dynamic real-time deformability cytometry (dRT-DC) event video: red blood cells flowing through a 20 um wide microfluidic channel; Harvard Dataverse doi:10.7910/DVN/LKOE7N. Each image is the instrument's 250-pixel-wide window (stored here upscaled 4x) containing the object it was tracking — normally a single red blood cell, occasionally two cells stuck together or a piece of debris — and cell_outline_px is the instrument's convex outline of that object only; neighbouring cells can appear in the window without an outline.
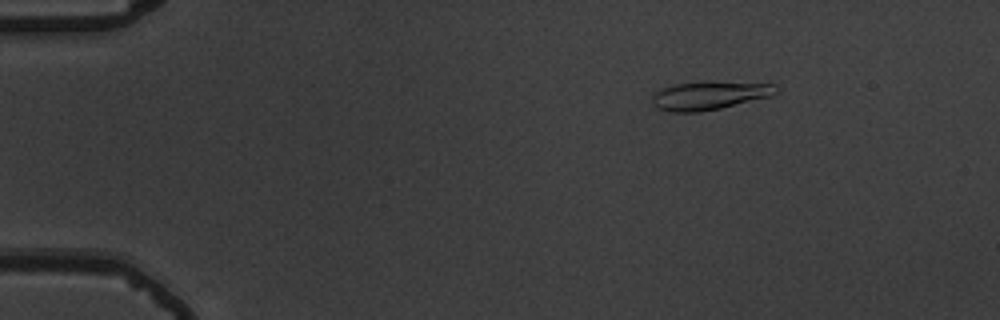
{"species": "common noctule bat (a hibernating species)", "species_latin": "Nyctalus noctula", "temperature_condition": "warm", "stored_images_in_passage": 56, "camera_frame_rate_fps": 3000, "um_per_image_px": 0.085, "animal": {"sex": "male", "body_mass_g": 19.5, "forearm_length_mm": 54.6}, "frame": {"image": 1, "passage_image": 9, "time_ms": 2.667, "image_size_px": [1000, 320], "cell_outline_px": [[776, 92], [772, 96], [720, 108], [700, 112], [672, 112], [656, 108], [652, 104], [652, 96], [660, 88], [672, 84], [704, 80], [776, 84]], "centroid_in_image_um": [60.25, 8.09], "position_along_channel_um": 24.7, "area_um2": 20.98}}
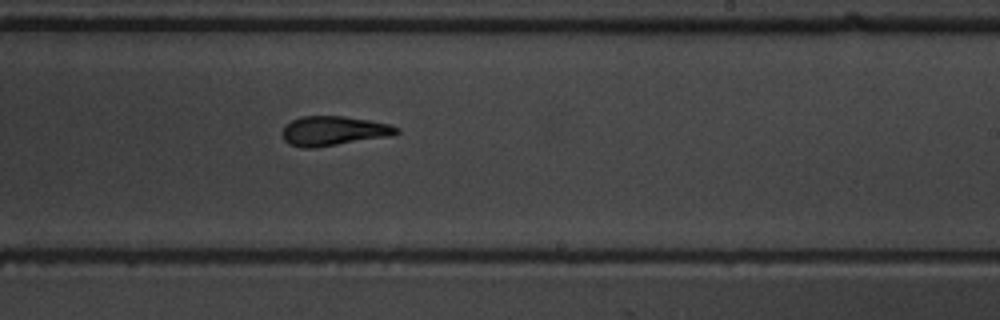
{"frame": {"image": 2, "passage_image": 35, "time_ms": 11.333, "image_size_px": [1000, 320], "cell_outline_px": [[400, 132], [388, 136], [316, 148], [300, 148], [288, 144], [284, 140], [284, 128], [292, 120], [300, 116], [344, 116], [392, 124], [400, 128]], "centroid_in_image_um": [28.37, 11.13], "position_along_channel_um": 260.6, "area_um2": 19.59}}
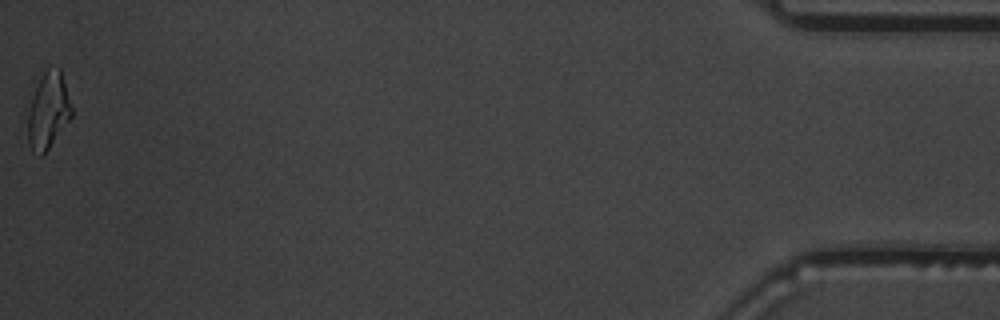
{"frame": {"image": 3, "passage_image": 56, "time_ms": 18.333, "image_size_px": [1000, 320], "cell_outline_px": [[72, 116], [48, 148], [40, 156], [32, 152], [28, 144], [24, 108], [24, 104], [44, 72], [48, 68], [60, 68], [72, 108]], "centroid_in_image_um": [3.99, 9.41], "position_along_channel_um": 431.2, "area_um2": 20.23}, "authors_computed_cell_mechanics": {"area_um2": 19.8254, "velocity_mm_per_s": 3.7116, "shape_relaxation_time_tau1_ms": 5.6624, "shape_relaxation_time_tau2_ms": 3.7957, "deformation_change_tau1": 0.2038, "deformation_change_tau2": 0.1324}}